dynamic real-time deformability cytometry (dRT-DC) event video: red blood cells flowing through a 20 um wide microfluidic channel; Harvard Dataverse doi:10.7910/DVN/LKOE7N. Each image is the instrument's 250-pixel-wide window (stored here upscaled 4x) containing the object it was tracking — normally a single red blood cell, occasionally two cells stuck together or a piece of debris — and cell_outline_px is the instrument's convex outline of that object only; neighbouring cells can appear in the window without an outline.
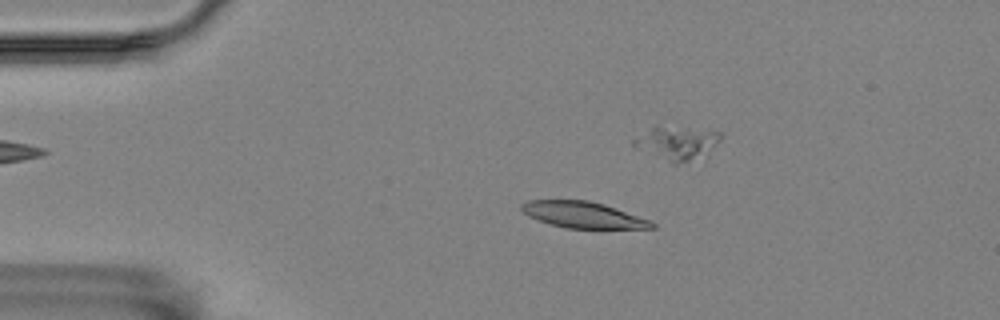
{"species": "Egyptian fruit bat (a non-hibernating species)", "species_latin": "Rousettus aegyptiacus", "temperature_condition": "room temperature", "stored_images_in_passage": 55, "segment_of_instrument_passage": [1, 2], "camera_frame_rate_fps": 3000, "um_per_image_px": 0.085, "animal": {"sex": "female"}, "frame": {"image": 1, "passage_image": 9, "time_ms": 2.667, "image_size_px": [1000, 320], "cell_outline_px": [[656, 228], [564, 228], [528, 216], [520, 208], [520, 204], [528, 200], [588, 200], [604, 204], [616, 208], [648, 220], [656, 224]], "centroid_in_image_um": [49.53, 18.25], "position_along_channel_um": 35.5, "area_um2": 19.65}}
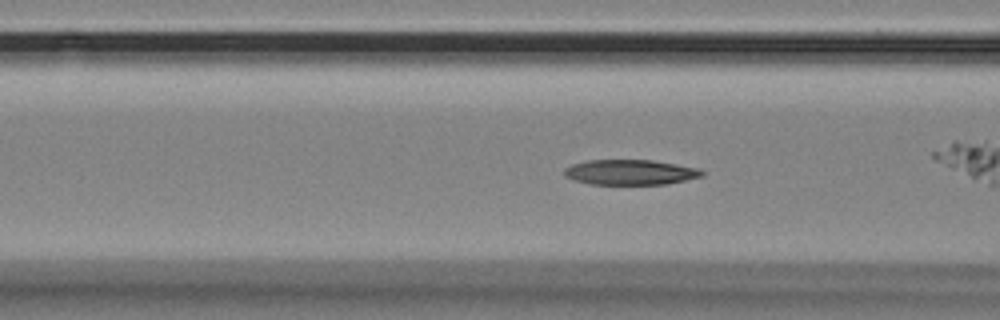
{"frame": {"image": 2, "passage_image": 19, "time_ms": 6.0, "image_size_px": [1000, 320], "cell_outline_px": [[704, 176], [668, 184], [588, 184], [572, 180], [564, 176], [564, 168], [572, 164], [584, 160], [652, 160], [700, 168], [704, 172]], "centroid_in_image_um": [53.56, 14.64], "position_along_channel_um": 113.0, "area_um2": 20.46}}
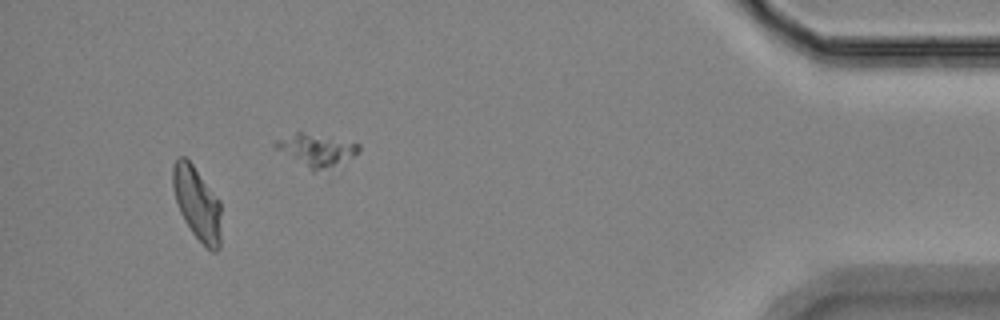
{"frame": {"image": 3, "passage_image": 51, "time_ms": 16.667, "image_size_px": [1000, 320], "cell_outline_px": [[220, 248], [216, 252], [212, 252], [192, 232], [184, 220], [180, 212], [176, 200], [172, 184], [172, 164], [180, 156], [184, 156], [192, 164], [220, 200]], "centroid_in_image_um": [16.75, 17.28], "position_along_channel_um": 418.5, "area_um2": 20.46}}